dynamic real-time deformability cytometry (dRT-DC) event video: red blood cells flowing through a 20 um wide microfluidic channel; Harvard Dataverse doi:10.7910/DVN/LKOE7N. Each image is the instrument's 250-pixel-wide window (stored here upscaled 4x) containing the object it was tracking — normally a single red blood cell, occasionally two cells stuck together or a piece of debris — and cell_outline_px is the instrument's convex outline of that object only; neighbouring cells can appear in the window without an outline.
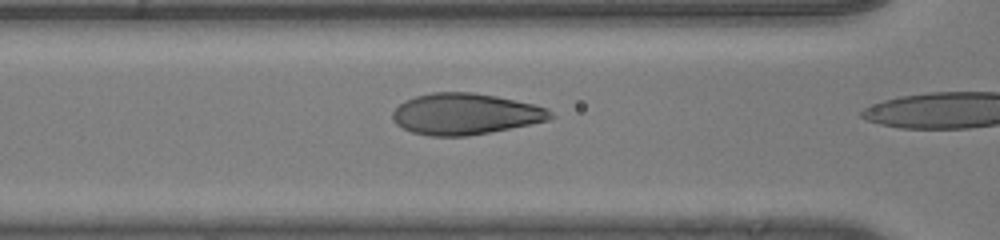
{"species": "human", "species_latin": "Homo sapiens", "temperature_condition": "room temperature", "stored_images_in_passage": 26, "camera_frame_rate_fps": 3000, "um_per_image_px": 0.085, "donor": {"sex": "male"}, "frame": {"image": 1, "passage_image": 25, "time_ms": 8.0, "image_size_px": [1000, 240], "cell_outline_px": [[556, 116], [548, 120], [468, 136], [428, 136], [412, 132], [396, 124], [392, 120], [392, 112], [404, 100], [416, 96], [432, 92], [472, 92], [496, 96], [532, 104], [548, 108]], "centroid_in_image_um": [39.52, 9.68], "position_along_channel_um": 127.1, "area_um2": 37.74}}